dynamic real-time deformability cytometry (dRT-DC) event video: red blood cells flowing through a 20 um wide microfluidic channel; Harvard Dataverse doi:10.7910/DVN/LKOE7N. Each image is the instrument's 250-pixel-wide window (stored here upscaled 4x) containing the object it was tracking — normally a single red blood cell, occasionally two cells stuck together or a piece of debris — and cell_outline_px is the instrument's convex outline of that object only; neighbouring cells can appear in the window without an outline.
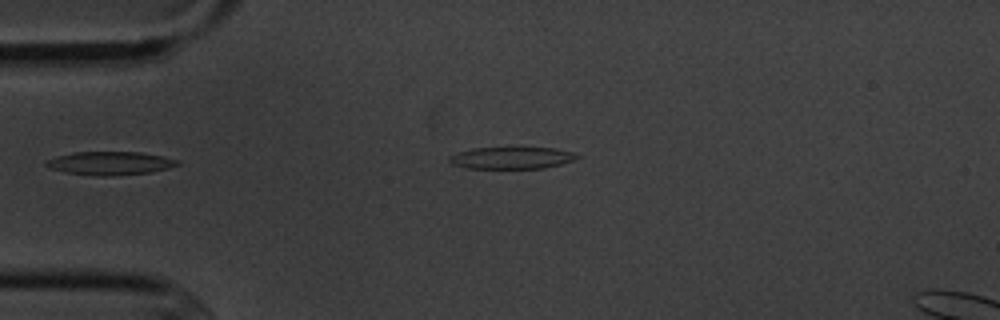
{"species": "common noctule bat (a hibernating species)", "species_latin": "Nyctalus noctula", "temperature_condition": "cold", "stored_images_in_passage": 2, "camera_frame_rate_fps": 3000, "um_per_image_px": 0.085, "animal": {"sex": "male", "body_mass_g": 20.1, "forearm_length_mm": 53.5}, "frame": {"image": 1, "passage_image": 1, "time_ms": 0.0, "image_size_px": [1000, 320], "cell_outline_px": [[180, 164], [168, 168], [148, 172], [112, 176], [96, 176], [64, 172], [48, 168], [44, 164], [44, 160], [56, 156], [72, 152], [140, 152], [164, 156], [180, 160]], "centroid_in_image_um": [9.31, 13.87], "position_along_channel_um": 75.7, "area_um2": 18.09}}